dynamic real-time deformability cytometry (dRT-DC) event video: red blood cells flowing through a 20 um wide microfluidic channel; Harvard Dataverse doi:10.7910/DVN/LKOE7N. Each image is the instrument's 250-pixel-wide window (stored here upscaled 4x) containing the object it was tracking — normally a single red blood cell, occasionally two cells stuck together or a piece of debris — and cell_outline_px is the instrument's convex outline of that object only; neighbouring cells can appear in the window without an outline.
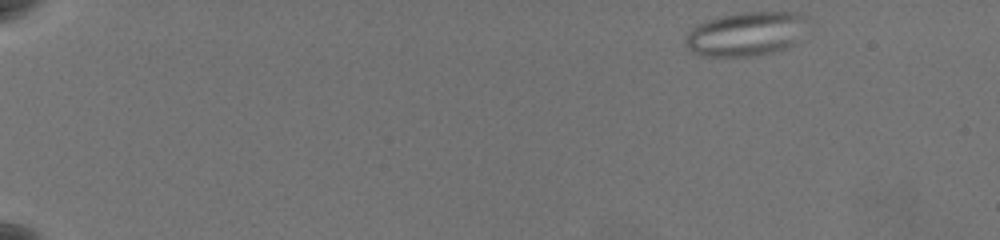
{"species": "common noctule bat (a hibernating species)", "species_latin": "Nyctalus noctula", "temperature_condition": "warm", "stored_images_in_passage": 40, "camera_frame_rate_fps": 3000, "um_per_image_px": 0.085, "animal": {"sex": "female", "body_mass_g": 19.5, "forearm_length_mm": 54.1}, "frame": {"image": 1, "passage_image": 1, "time_ms": 0.0, "image_size_px": [1000, 240], "cell_outline_px": [[808, 16], [792, 44], [788, 48], [772, 52], [748, 56], [700, 56], [692, 52], [684, 44], [684, 40], [688, 32], [692, 28], [708, 20], [720, 16], [744, 12], [792, 12]], "centroid_in_image_um": [63.33, 2.89], "position_along_channel_um": 21.7, "area_um2": 30.81}}
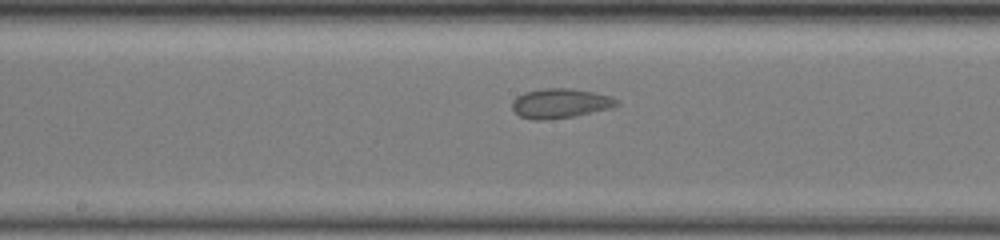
{"frame": {"image": 2, "passage_image": 29, "time_ms": 9.333, "image_size_px": [1000, 240], "cell_outline_px": [[620, 104], [612, 108], [576, 116], [544, 120], [532, 120], [520, 116], [512, 108], [512, 100], [516, 96], [524, 92], [544, 88], [568, 88], [592, 92], [612, 96]], "centroid_in_image_um": [47.61, 8.79], "position_along_channel_um": 200.6, "area_um2": 18.15}}
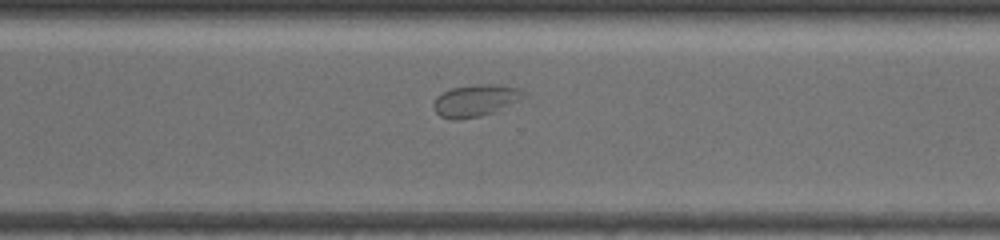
{"frame": {"image": 3, "passage_image": 40, "time_ms": 13.0, "image_size_px": [1000, 240], "cell_outline_px": [[528, 92], [520, 100], [492, 112], [480, 116], [456, 120], [452, 120], [440, 116], [436, 112], [432, 104], [436, 96], [452, 88], [480, 84], [500, 84], [516, 88]], "centroid_in_image_um": [40.4, 8.54], "position_along_channel_um": 330.2, "area_um2": 16.65}}